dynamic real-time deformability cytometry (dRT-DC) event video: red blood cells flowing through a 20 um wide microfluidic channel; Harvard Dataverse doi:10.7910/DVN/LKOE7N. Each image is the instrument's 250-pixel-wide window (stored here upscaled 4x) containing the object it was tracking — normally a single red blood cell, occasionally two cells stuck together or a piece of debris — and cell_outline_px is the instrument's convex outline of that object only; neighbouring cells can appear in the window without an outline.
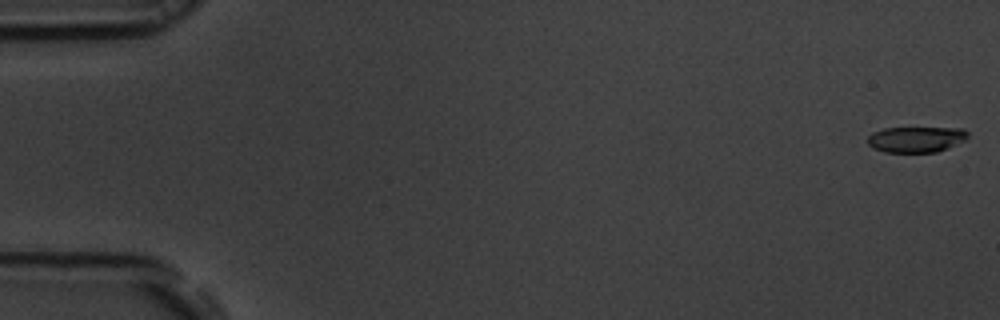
{"species": "common noctule bat (a hibernating species)", "species_latin": "Nyctalus noctula", "temperature_condition": "room temperature", "stored_images_in_passage": 55, "camera_frame_rate_fps": 3000, "um_per_image_px": 0.085, "animal": {"sex": "male", "body_mass_g": 19.5, "forearm_length_mm": 54.6}, "frame": {"image": 1, "passage_image": 1, "time_ms": 0.0, "image_size_px": [1000, 320], "cell_outline_px": [[968, 136], [964, 140], [948, 148], [936, 152], [884, 152], [872, 148], [868, 144], [868, 136], [872, 132], [884, 128], [964, 128], [968, 132]], "centroid_in_image_um": [77.85, 11.84], "position_along_channel_um": 7.1, "area_um2": 15.09}}
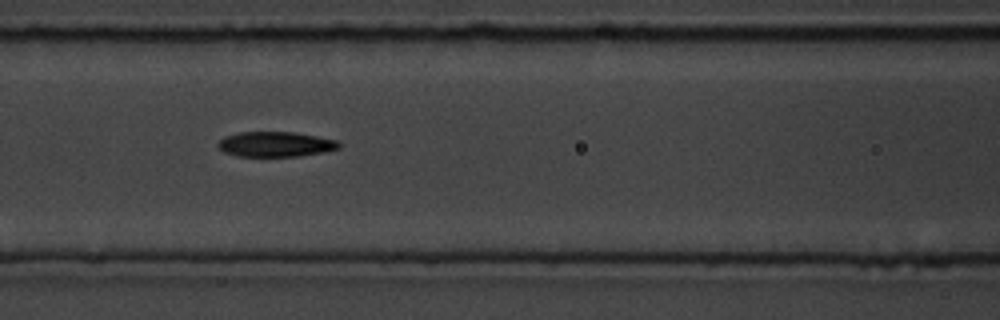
{"frame": {"image": 2, "passage_image": 24, "time_ms": 7.667, "image_size_px": [1000, 320], "cell_outline_px": [[340, 148], [324, 152], [300, 156], [236, 156], [224, 152], [216, 144], [224, 136], [240, 132], [292, 132], [340, 140]], "centroid_in_image_um": [23.43, 12.26], "position_along_channel_um": 143.2, "area_um2": 17.74}}
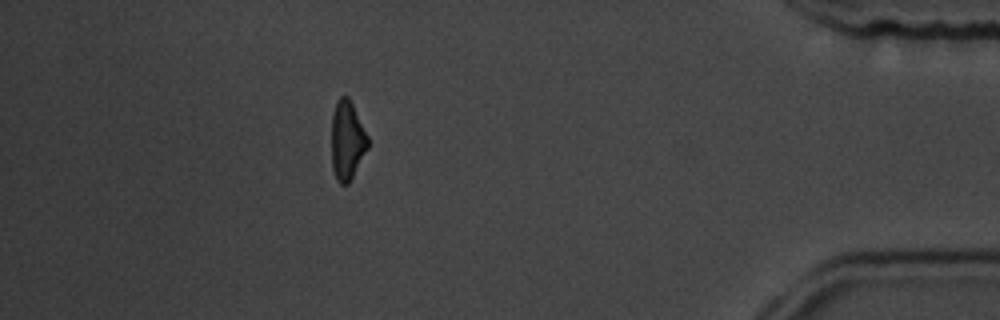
{"frame": {"image": 3, "passage_image": 49, "time_ms": 16.0, "image_size_px": [1000, 320], "cell_outline_px": [[368, 148], [348, 184], [340, 184], [336, 180], [332, 168], [332, 116], [336, 100], [340, 96], [348, 96], [368, 136]], "centroid_in_image_um": [29.49, 11.94], "position_along_channel_um": 405.7, "area_um2": 16.65}, "authors_computed_cell_mechanics": {"area_um2": 17.7446, "velocity_mm_per_s": 3.7352, "shape_relaxation_time_tau1_ms": 3.6724, "shape_relaxation_time_tau2_ms": null, "deformation_change_tau1": 0.1445, "deformation_change_tau2": null}}